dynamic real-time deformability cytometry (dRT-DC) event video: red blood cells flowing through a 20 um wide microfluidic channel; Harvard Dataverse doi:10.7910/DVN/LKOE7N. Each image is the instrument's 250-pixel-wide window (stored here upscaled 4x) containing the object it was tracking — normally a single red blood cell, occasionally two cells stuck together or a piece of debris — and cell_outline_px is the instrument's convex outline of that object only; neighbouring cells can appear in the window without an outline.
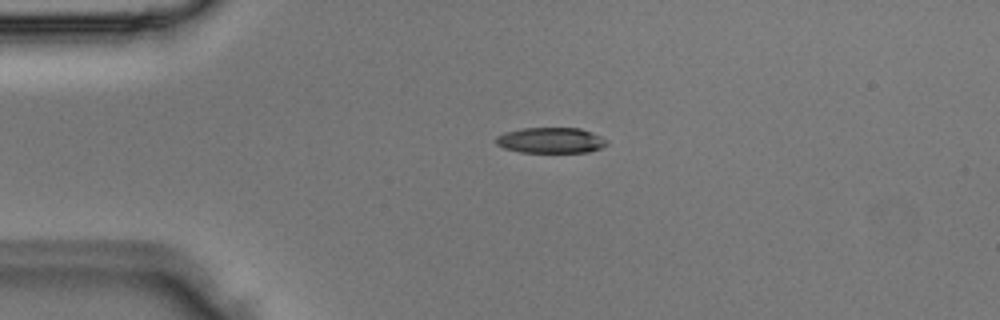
{"species": "Egyptian fruit bat (a non-hibernating species)", "species_latin": "Rousettus aegyptiacus", "temperature_condition": "room temperature", "stored_images_in_passage": 3, "camera_frame_rate_fps": 3000, "um_per_image_px": 0.085, "animal": {"sex": "male"}, "frame": {"image": 1, "passage_image": 2, "time_ms": 0.333, "image_size_px": [1000, 320], "cell_outline_px": [[608, 144], [600, 148], [588, 152], [520, 152], [504, 148], [496, 144], [496, 136], [504, 132], [520, 128], [580, 128], [592, 132], [600, 136]], "centroid_in_image_um": [46.78, 11.92], "position_along_channel_um": 38.2, "area_um2": 16.53}}